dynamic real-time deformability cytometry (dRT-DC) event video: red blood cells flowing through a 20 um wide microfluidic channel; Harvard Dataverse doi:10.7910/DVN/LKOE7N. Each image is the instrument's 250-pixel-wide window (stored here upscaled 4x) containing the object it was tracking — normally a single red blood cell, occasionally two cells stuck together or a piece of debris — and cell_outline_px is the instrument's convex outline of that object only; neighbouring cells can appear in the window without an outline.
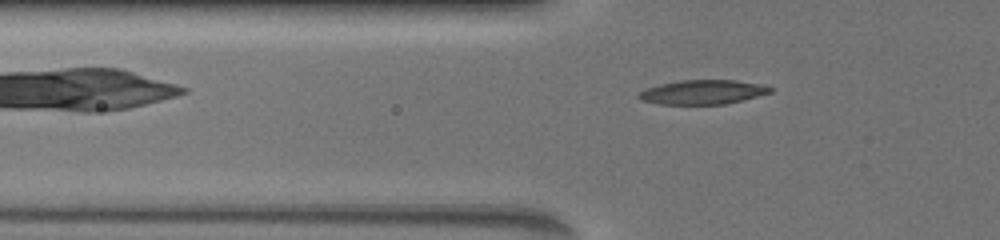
{"species": "common noctule bat (a hibernating species)", "species_latin": "Nyctalus noctula", "temperature_condition": "warm", "stored_images_in_passage": 42, "camera_frame_rate_fps": 3000, "um_per_image_px": 0.085, "animal": {"sex": "female", "body_mass_g": 19.5, "forearm_length_mm": 54.1}, "frame": {"image": 1, "passage_image": 3, "time_ms": 0.333, "image_size_px": [1000, 240], "cell_outline_px": [[776, 88], [772, 92], [724, 104], [660, 104], [640, 100], [636, 96], [644, 88], [660, 84], [680, 80], [736, 80], [768, 84]], "centroid_in_image_um": [59.77, 7.81], "position_along_channel_um": 66.0, "area_um2": 18.84}}
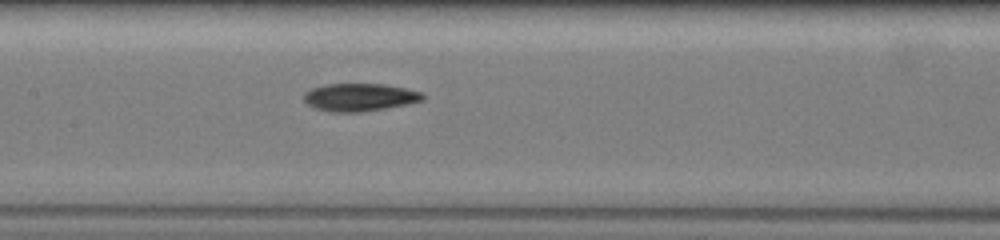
{"frame": {"image": 2, "passage_image": 19, "time_ms": 3.333, "image_size_px": [1000, 240], "cell_outline_px": [[424, 100], [384, 108], [360, 112], [332, 112], [312, 108], [304, 100], [304, 92], [312, 88], [324, 84], [384, 84], [404, 88], [420, 92], [424, 96]], "centroid_in_image_um": [30.51, 8.26], "position_along_channel_um": 176.9, "area_um2": 19.07}}
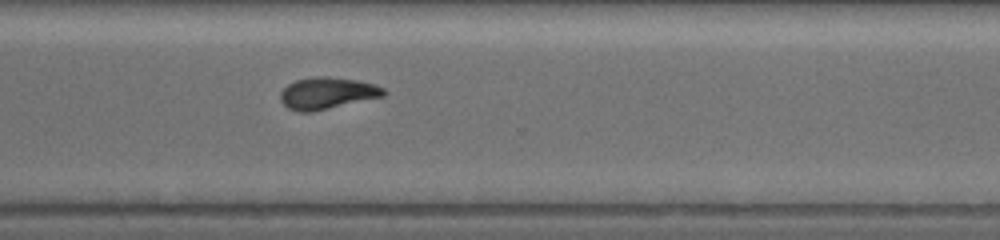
{"frame": {"image": 3, "passage_image": 41, "time_ms": 7.667, "image_size_px": [1000, 240], "cell_outline_px": [[384, 96], [312, 112], [300, 112], [288, 108], [280, 100], [280, 92], [288, 84], [296, 80], [316, 76], [356, 80], [372, 84], [384, 88]], "centroid_in_image_um": [27.77, 7.93], "position_along_channel_um": 342.8, "area_um2": 18.79}}